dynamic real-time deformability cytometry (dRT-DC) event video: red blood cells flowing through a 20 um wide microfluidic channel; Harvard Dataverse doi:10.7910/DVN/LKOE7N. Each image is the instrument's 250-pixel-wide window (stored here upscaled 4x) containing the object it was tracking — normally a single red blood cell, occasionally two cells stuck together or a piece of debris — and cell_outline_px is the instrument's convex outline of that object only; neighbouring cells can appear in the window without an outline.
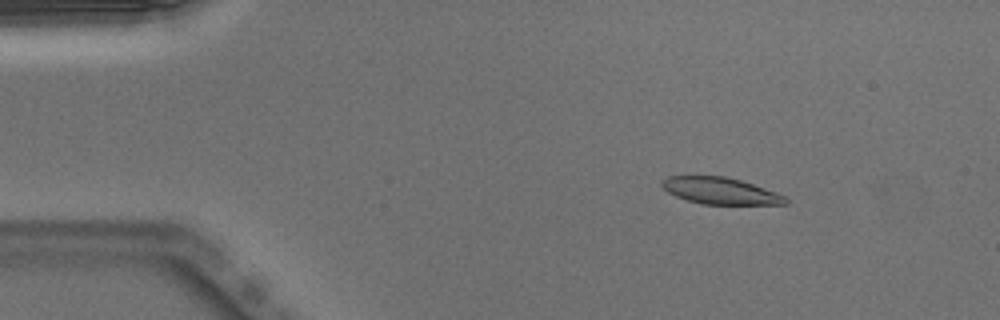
{"species": "Egyptian fruit bat (a non-hibernating species)", "species_latin": "Rousettus aegyptiacus", "temperature_condition": "warm", "stored_images_in_passage": 50, "camera_frame_rate_fps": 3000, "um_per_image_px": 0.085, "animal": {"sex": "male"}, "frame": {"image": 1, "passage_image": 7, "time_ms": 2.0, "image_size_px": [1000, 320], "cell_outline_px": [[788, 204], [700, 204], [676, 196], [668, 192], [660, 184], [660, 180], [668, 176], [724, 176], [740, 180], [776, 192], [784, 196], [788, 200]], "centroid_in_image_um": [61.2, 16.22], "position_along_channel_um": 23.8, "area_um2": 19.07}}
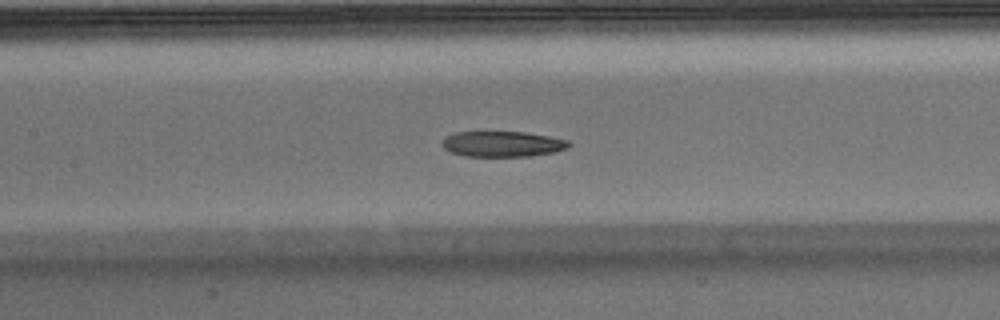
{"frame": {"image": 2, "passage_image": 23, "time_ms": 7.333, "image_size_px": [1000, 320], "cell_outline_px": [[572, 144], [568, 148], [552, 152], [532, 156], [464, 156], [452, 152], [444, 148], [440, 144], [444, 136], [456, 132], [524, 132], [548, 136], [568, 140]], "centroid_in_image_um": [42.69, 12.23], "position_along_channel_um": 164.7, "area_um2": 18.9}}
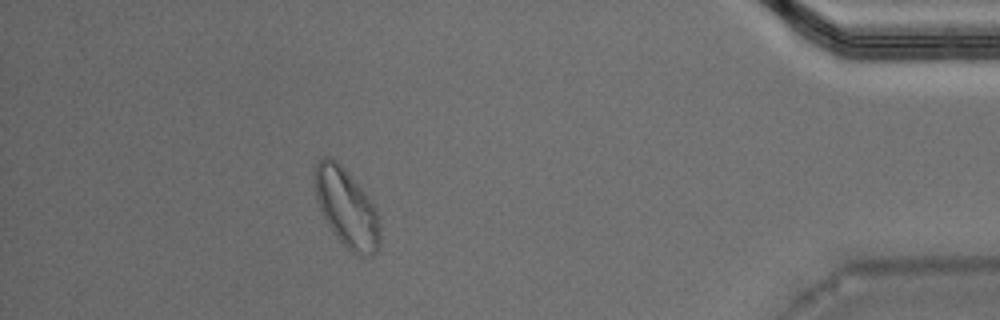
{"frame": {"image": 3, "passage_image": 45, "time_ms": 14.667, "image_size_px": [1000, 320], "cell_outline_px": [[380, 244], [376, 252], [372, 256], [360, 256], [352, 252], [332, 232], [320, 208], [316, 196], [316, 164], [324, 156], [332, 156], [340, 164], [360, 188], [376, 208], [380, 216]], "centroid_in_image_um": [29.51, 17.72], "position_along_channel_um": 405.7, "area_um2": 29.3}, "authors_computed_cell_mechanics": {"area_um2": 20.6057, "velocity_mm_per_s": 3.9669, "shape_relaxation_time_tau1_ms": 7.0774, "shape_relaxation_time_tau2_ms": null, "deformation_change_tau1": 0.19, "deformation_change_tau2": null}}